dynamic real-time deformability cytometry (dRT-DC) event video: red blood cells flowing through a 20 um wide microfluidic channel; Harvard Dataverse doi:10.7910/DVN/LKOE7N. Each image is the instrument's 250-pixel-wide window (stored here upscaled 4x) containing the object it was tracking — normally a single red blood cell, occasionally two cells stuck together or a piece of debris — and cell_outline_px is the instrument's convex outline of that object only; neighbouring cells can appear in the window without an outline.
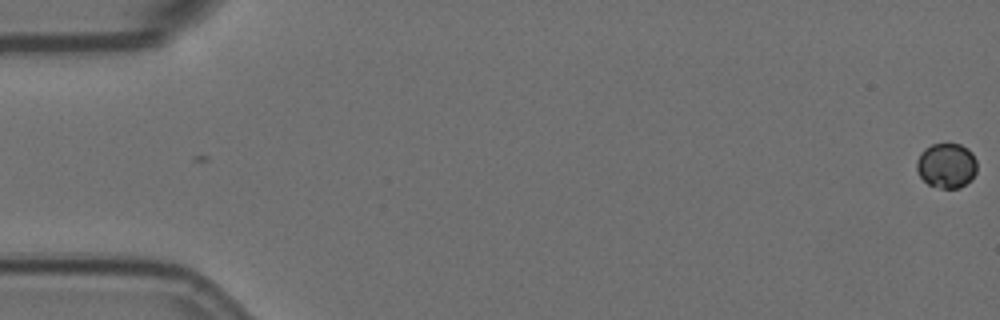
{"species": "Egyptian fruit bat (a non-hibernating species)", "species_latin": "Rousettus aegyptiacus", "temperature_condition": "room temperature", "stored_images_in_passage": 2, "camera_frame_rate_fps": 3000, "um_per_image_px": 0.085, "animal": {"sex": "female"}, "frame": {"image": 1, "passage_image": 1, "time_ms": 0.0, "image_size_px": [1000, 320], "cell_outline_px": [[976, 172], [972, 180], [960, 188], [940, 188], [928, 184], [920, 176], [916, 168], [916, 160], [920, 152], [924, 148], [932, 144], [960, 144], [968, 148], [972, 152], [976, 160]], "centroid_in_image_um": [80.46, 14.07], "position_along_channel_um": 4.5, "area_um2": 16.01}}